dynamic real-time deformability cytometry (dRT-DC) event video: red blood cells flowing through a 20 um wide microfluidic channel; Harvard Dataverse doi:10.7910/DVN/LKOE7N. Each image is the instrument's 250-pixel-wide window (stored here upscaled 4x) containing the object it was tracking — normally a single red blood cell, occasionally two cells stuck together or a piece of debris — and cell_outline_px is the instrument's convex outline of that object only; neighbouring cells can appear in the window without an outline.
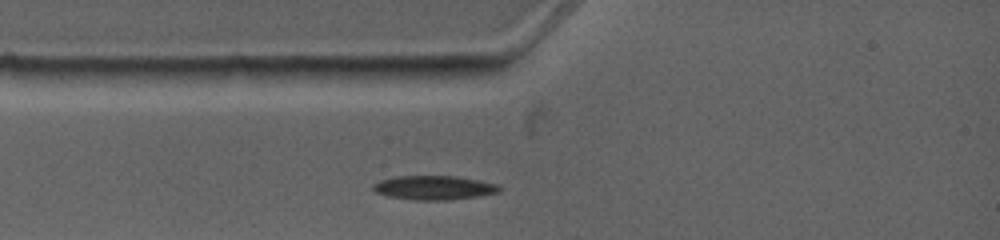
{"species": "common noctule bat (a hibernating species)", "species_latin": "Nyctalus noctula", "temperature_condition": "warm", "stored_images_in_passage": 1, "camera_frame_rate_fps": 4500, "um_per_image_px": 0.085, "animal": {"sex": "female", "body_mass_g": 19.0, "forearm_length_mm": 53.3}, "frame": {"image": 1, "passage_image": 1, "time_ms": 0.0, "image_size_px": [1000, 240], "cell_outline_px": [[500, 192], [480, 196], [448, 200], [416, 200], [388, 196], [376, 192], [372, 188], [372, 184], [380, 180], [400, 176], [456, 176], [496, 184], [500, 188]], "centroid_in_image_um": [36.88, 15.96], "position_along_channel_um": 48.1, "area_um2": 17.57}}